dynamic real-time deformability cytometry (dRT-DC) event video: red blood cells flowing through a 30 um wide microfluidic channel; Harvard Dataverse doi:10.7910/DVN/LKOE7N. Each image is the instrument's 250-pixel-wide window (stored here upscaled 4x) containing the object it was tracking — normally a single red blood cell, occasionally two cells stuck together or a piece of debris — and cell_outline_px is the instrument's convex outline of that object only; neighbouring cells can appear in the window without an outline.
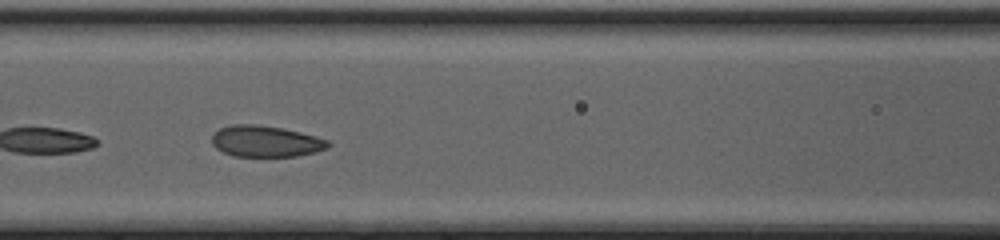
{"species": "common noctule bat (a hibernating species)", "species_latin": "Nyctalus noctula", "temperature_condition": "cold", "stored_images_in_passage": 26, "camera_frame_rate_fps": 3000, "um_per_image_px": 0.085, "animal": {"sex": "female", "body_mass_g": 20.0, "forearm_length_mm": 54.0}, "frame": {"image": 1, "passage_image": 15, "time_ms": 4.667, "image_size_px": [1000, 240], "cell_outline_px": [[332, 144], [328, 148], [316, 152], [296, 156], [232, 156], [216, 148], [212, 144], [212, 136], [220, 128], [232, 124], [256, 124], [280, 128], [300, 132], [328, 140]], "centroid_in_image_um": [22.59, 12.01], "position_along_channel_um": 144.0, "area_um2": 21.1}}